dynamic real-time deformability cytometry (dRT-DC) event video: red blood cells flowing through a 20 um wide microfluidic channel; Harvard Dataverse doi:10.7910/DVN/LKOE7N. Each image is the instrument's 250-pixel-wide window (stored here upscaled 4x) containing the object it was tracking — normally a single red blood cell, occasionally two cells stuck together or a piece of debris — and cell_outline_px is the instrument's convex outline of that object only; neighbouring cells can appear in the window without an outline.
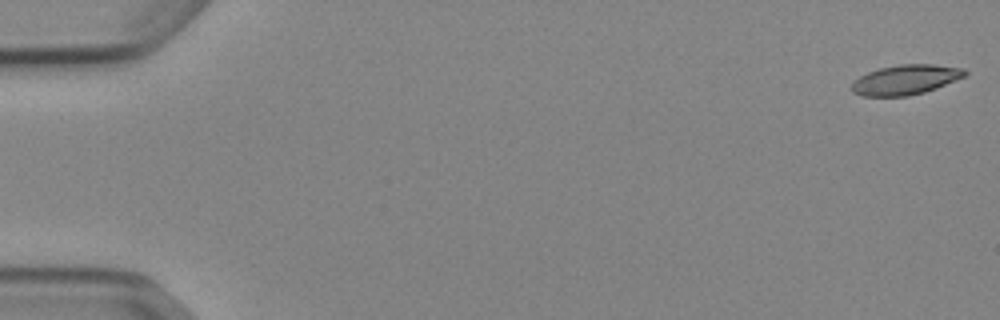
{"species": "Egyptian fruit bat (a non-hibernating species)", "species_latin": "Rousettus aegyptiacus", "temperature_condition": "cold", "stored_images_in_passage": 10, "camera_frame_rate_fps": 3000, "um_per_image_px": 0.085, "animal": {"sex": "female"}, "frame": {"image": 1, "passage_image": 1, "time_ms": 0.0, "image_size_px": [1000, 320], "cell_outline_px": [[968, 72], [964, 76], [936, 88], [924, 92], [908, 96], [864, 96], [852, 92], [852, 80], [868, 72], [880, 68], [900, 64], [932, 64], [964, 68]], "centroid_in_image_um": [76.95, 6.77], "position_along_channel_um": 8.0, "area_um2": 19.59}}